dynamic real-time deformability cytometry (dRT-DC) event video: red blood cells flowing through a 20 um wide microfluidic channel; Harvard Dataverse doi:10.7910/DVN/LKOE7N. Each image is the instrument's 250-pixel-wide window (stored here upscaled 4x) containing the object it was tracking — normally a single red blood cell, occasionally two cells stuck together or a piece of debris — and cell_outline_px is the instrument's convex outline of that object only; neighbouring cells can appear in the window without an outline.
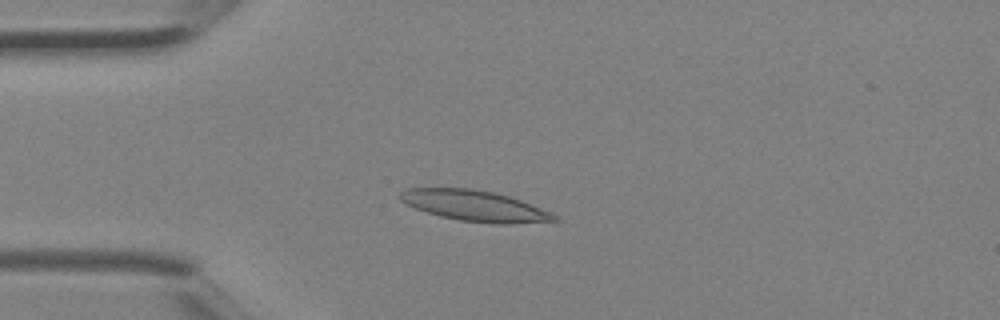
{"species": "Egyptian fruit bat (a non-hibernating species)", "species_latin": "Rousettus aegyptiacus", "temperature_condition": "room temperature", "stored_images_in_passage": 3, "camera_frame_rate_fps": 3000, "um_per_image_px": 0.085, "animal": {"sex": "female"}, "frame": {"image": 1, "passage_image": 3, "time_ms": 0.667, "image_size_px": [1000, 320], "cell_outline_px": [[560, 220], [508, 224], [496, 224], [460, 220], [440, 216], [404, 204], [400, 200], [400, 192], [404, 188], [472, 188], [492, 192], [508, 196], [520, 200], [552, 212]], "centroid_in_image_um": [40.33, 17.49], "position_along_channel_um": 44.7, "area_um2": 27.51}}